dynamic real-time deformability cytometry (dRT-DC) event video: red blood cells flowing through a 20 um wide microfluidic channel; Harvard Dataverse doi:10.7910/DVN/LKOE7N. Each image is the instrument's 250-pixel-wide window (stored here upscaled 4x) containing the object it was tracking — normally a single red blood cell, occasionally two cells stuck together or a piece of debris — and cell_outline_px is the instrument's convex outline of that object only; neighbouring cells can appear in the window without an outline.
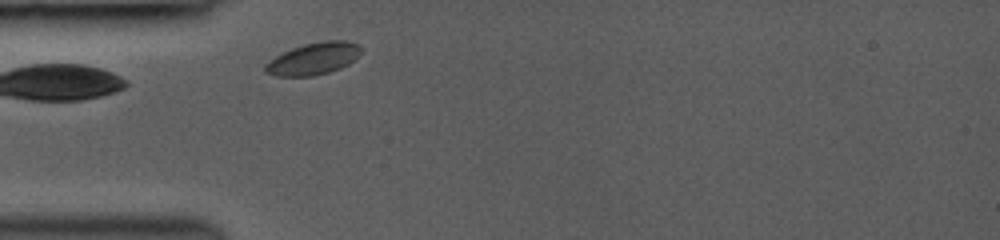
{"species": "common noctule bat (a hibernating species)", "species_latin": "Nyctalus noctula", "temperature_condition": "room temperature", "stored_images_in_passage": 24, "camera_frame_rate_fps": 3000, "um_per_image_px": 0.085, "animal": {"sex": "female", "body_mass_g": 19.0, "forearm_length_mm": 53.3}, "frame": {"image": 1, "passage_image": 2, "time_ms": 0.333, "image_size_px": [1000, 240], "cell_outline_px": [[360, 52], [348, 64], [340, 68], [328, 72], [312, 76], [276, 76], [264, 72], [264, 64], [276, 56], [292, 48], [304, 44], [324, 40], [344, 40], [360, 44]], "centroid_in_image_um": [26.62, 4.98], "position_along_channel_um": 58.4, "area_um2": 17.74}}
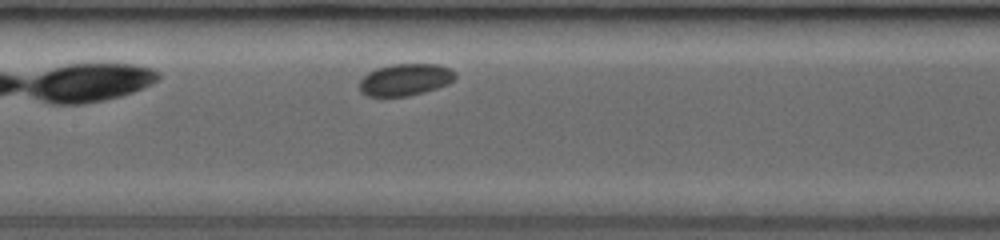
{"frame": {"image": 2, "passage_image": 10, "time_ms": 3.333, "image_size_px": [1000, 240], "cell_outline_px": [[456, 76], [448, 84], [424, 92], [408, 96], [368, 96], [360, 92], [360, 80], [368, 72], [376, 68], [392, 64], [436, 64], [452, 68], [456, 72]], "centroid_in_image_um": [34.46, 6.76], "position_along_channel_um": 172.9, "area_um2": 17.86}}
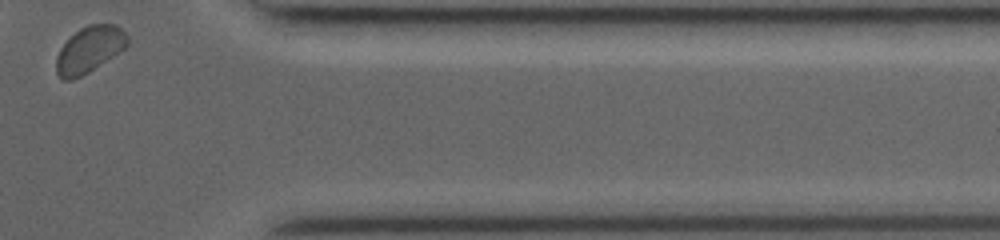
{"frame": {"image": 3, "passage_image": 24, "time_ms": 9.333, "image_size_px": [1000, 240], "cell_outline_px": [[128, 44], [124, 48], [88, 72], [72, 80], [64, 80], [56, 72], [56, 56], [60, 48], [80, 28], [88, 24], [116, 24], [128, 36]], "centroid_in_image_um": [7.59, 4.2], "position_along_channel_um": 403.8, "area_um2": 18.79}, "authors_computed_cell_mechanics": {"area_um2": 18.0914, "velocity_mm_per_s": 3.9315, "shape_relaxation_time_tau1_ms": null, "shape_relaxation_time_tau2_ms": 3.707, "deformation_change_tau1": null, "deformation_change_tau2": 0.0387}}